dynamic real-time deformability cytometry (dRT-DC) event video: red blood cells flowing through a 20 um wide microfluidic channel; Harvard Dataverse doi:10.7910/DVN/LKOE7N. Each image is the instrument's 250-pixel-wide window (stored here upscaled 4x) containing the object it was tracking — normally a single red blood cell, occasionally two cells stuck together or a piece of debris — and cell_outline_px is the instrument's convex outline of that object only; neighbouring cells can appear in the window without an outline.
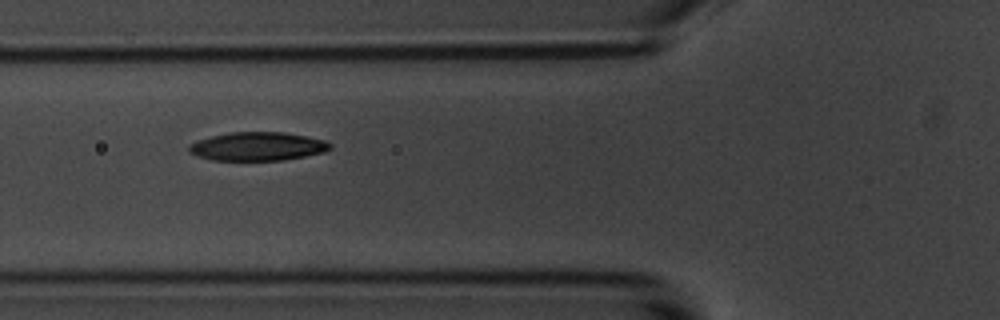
{"species": "common noctule bat (a hibernating species)", "species_latin": "Nyctalus noctula", "temperature_condition": "room temperature", "stored_images_in_passage": 5, "camera_frame_rate_fps": 3000, "um_per_image_px": 0.085, "animal": {"sex": "male", "body_mass_g": 20.1, "forearm_length_mm": 53.5}, "frame": {"image": 1, "passage_image": 4, "time_ms": 3.667, "image_size_px": [1000, 320], "cell_outline_px": [[332, 148], [324, 152], [284, 160], [212, 160], [188, 152], [188, 144], [196, 140], [228, 132], [284, 132], [324, 140], [332, 144]], "centroid_in_image_um": [21.87, 12.44], "position_along_channel_um": 103.9, "area_um2": 23.47}}
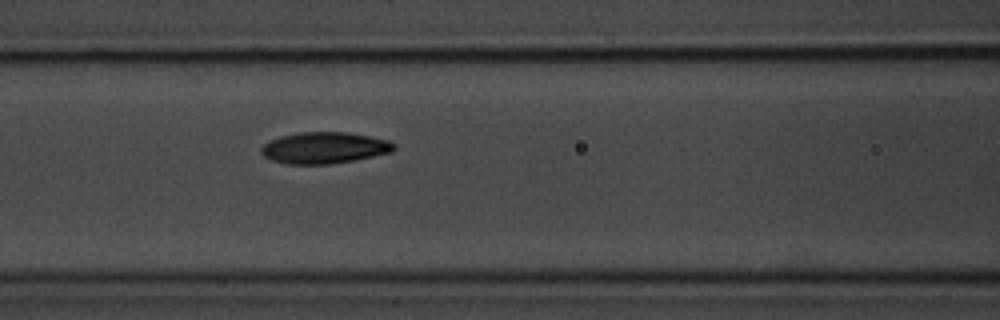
{"frame": {"image": 2, "passage_image": 5, "time_ms": 4.667, "image_size_px": [1000, 320], "cell_outline_px": [[396, 148], [392, 152], [352, 160], [328, 164], [288, 164], [272, 160], [264, 156], [260, 152], [260, 148], [268, 140], [280, 136], [300, 132], [344, 132], [368, 136], [388, 140], [396, 144]], "centroid_in_image_um": [27.54, 12.56], "position_along_channel_um": 139.1, "area_um2": 24.22}}